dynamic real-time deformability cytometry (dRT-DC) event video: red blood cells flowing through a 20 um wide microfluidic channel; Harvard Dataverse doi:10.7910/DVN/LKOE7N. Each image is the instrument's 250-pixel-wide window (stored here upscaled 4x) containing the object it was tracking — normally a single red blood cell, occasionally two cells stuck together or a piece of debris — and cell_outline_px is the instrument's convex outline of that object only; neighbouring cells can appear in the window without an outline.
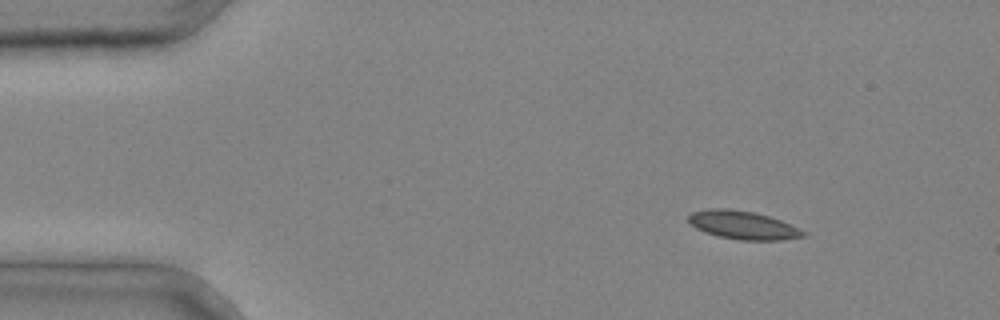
{"species": "common noctule bat (a hibernating species)", "species_latin": "Nyctalus noctula", "temperature_condition": "cold", "stored_images_in_passage": 3, "camera_frame_rate_fps": 3000, "um_per_image_px": 0.085, "animal": {"sex": "male", "body_mass_g": 20.4}, "frame": {"image": 1, "passage_image": 1, "time_ms": 0.0, "image_size_px": [1000, 320], "cell_outline_px": [[808, 236], [780, 240], [740, 240], [720, 236], [704, 232], [688, 224], [688, 216], [692, 212], [708, 208], [728, 208], [752, 212], [768, 216], [780, 220], [800, 228], [808, 232]], "centroid_in_image_um": [63.16, 19.13], "position_along_channel_um": 21.8, "area_um2": 19.07}}
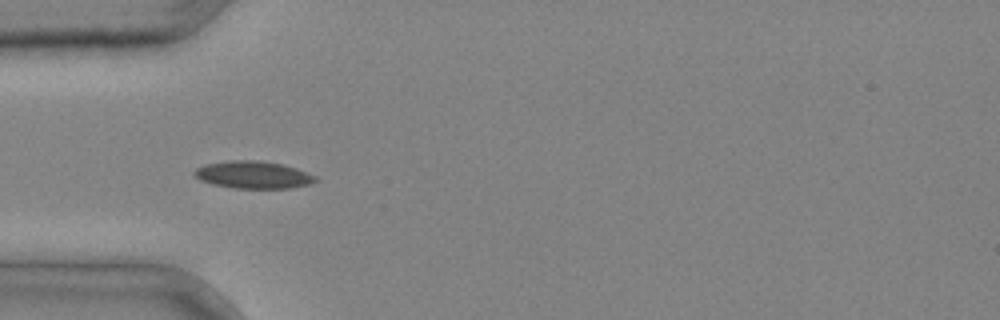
{"frame": {"image": 2, "passage_image": 3, "time_ms": 0.667, "image_size_px": [1000, 320], "cell_outline_px": [[320, 180], [308, 184], [288, 188], [232, 188], [212, 184], [200, 180], [192, 172], [196, 168], [204, 164], [232, 160], [260, 160], [284, 164], [296, 168], [316, 176]], "centroid_in_image_um": [21.52, 14.85], "position_along_channel_um": 63.5, "area_um2": 19.42}}